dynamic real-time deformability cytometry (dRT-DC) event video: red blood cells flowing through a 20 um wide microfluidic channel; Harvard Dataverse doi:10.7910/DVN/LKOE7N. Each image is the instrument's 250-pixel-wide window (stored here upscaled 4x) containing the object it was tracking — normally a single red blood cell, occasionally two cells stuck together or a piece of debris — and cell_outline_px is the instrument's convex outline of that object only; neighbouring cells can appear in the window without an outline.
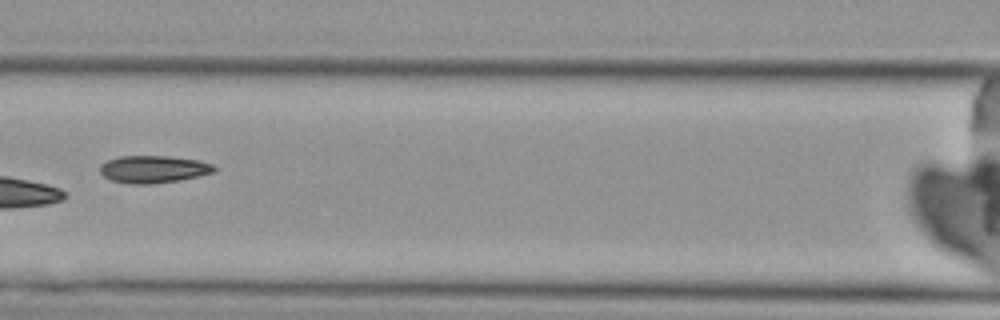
{"species": "Egyptian fruit bat (a non-hibernating species)", "species_latin": "Rousettus aegyptiacus", "temperature_condition": "cold", "stored_images_in_passage": 8, "camera_frame_rate_fps": 3000, "um_per_image_px": 0.085, "animal": {"sex": "female"}, "frame": {"image": 1, "passage_image": 8, "time_ms": 8.333, "image_size_px": [1000, 320], "cell_outline_px": [[216, 172], [180, 180], [148, 184], [128, 184], [112, 180], [104, 176], [100, 172], [100, 164], [108, 160], [120, 156], [168, 156], [200, 160], [212, 164], [216, 168]], "centroid_in_image_um": [13.05, 14.38], "position_along_channel_um": 153.5, "area_um2": 18.26}}